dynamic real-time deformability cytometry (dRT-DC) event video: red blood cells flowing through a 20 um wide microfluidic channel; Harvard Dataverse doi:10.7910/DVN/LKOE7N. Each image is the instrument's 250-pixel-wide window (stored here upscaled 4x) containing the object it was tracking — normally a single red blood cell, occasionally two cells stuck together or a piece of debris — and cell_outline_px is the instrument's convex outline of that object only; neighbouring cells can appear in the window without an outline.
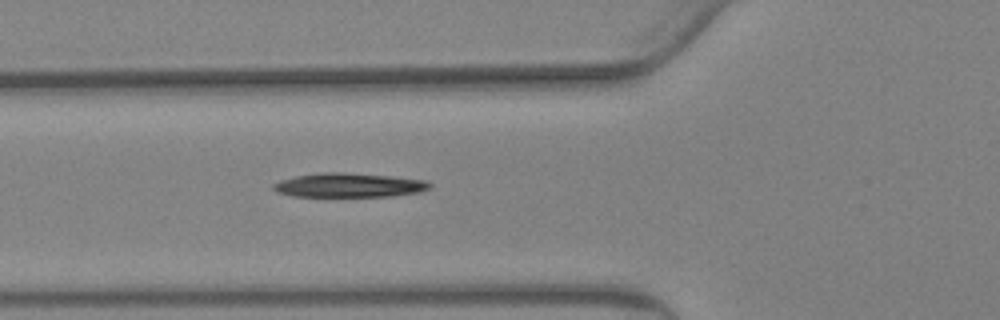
{"species": "Egyptian fruit bat (a non-hibernating species)", "species_latin": "Rousettus aegyptiacus", "temperature_condition": "warm", "stored_images_in_passage": 55, "camera_frame_rate_fps": 3000, "um_per_image_px": 0.085, "animal": {"sex": "female"}, "frame": {"image": 1, "passage_image": 22, "time_ms": 7.0, "image_size_px": [1000, 320], "cell_outline_px": [[432, 184], [428, 188], [420, 192], [392, 196], [292, 196], [276, 192], [272, 188], [272, 184], [280, 180], [296, 176], [320, 172], [344, 172], [392, 176], [428, 180]], "centroid_in_image_um": [29.66, 15.73], "position_along_channel_um": 96.1, "area_um2": 22.14}}
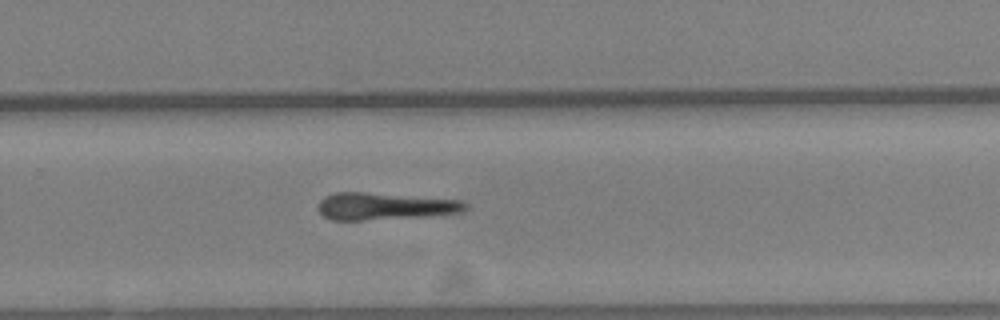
{"frame": {"image": 2, "passage_image": 39, "time_ms": 12.667, "image_size_px": [1000, 320], "cell_outline_px": [[468, 208], [464, 212], [420, 216], [364, 220], [332, 220], [324, 216], [320, 212], [320, 200], [324, 196], [336, 192], [364, 192], [464, 200], [468, 204]], "centroid_in_image_um": [32.73, 17.52], "position_along_channel_um": 297.1, "area_um2": 23.12}}
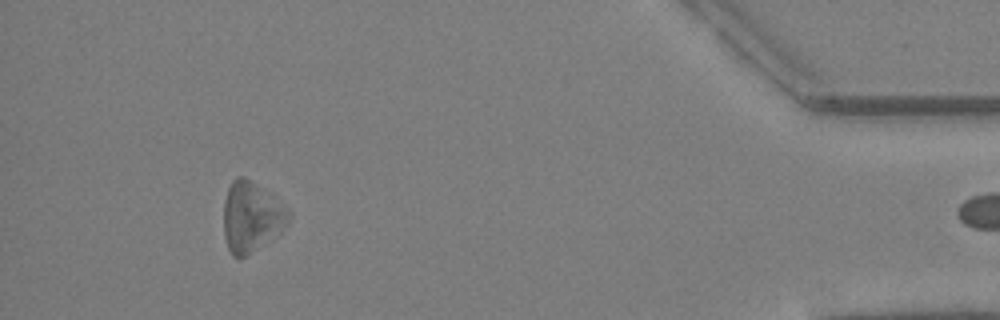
{"frame": {"image": 3, "passage_image": 54, "time_ms": 17.667, "image_size_px": [1000, 320], "cell_outline_px": [[292, 216], [288, 224], [280, 232], [244, 256], [232, 256], [228, 248], [224, 236], [224, 200], [228, 188], [232, 180], [236, 176], [244, 176], [284, 204], [288, 208]], "centroid_in_image_um": [21.36, 18.4], "position_along_channel_um": 413.8, "area_um2": 26.24}}